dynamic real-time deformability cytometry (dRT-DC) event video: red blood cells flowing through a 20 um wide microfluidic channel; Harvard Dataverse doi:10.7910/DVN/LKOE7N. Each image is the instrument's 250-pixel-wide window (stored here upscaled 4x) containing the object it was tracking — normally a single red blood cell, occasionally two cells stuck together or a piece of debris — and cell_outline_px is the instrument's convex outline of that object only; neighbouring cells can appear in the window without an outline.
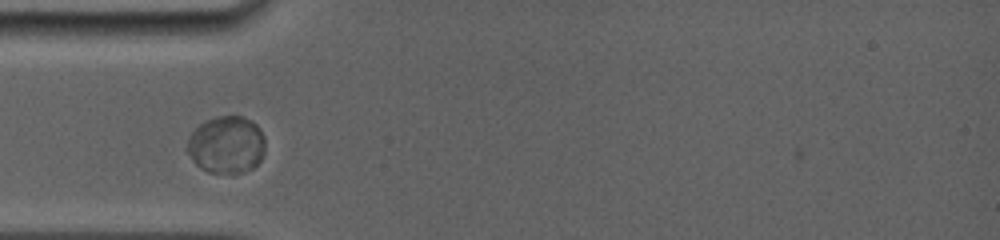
{"species": "common noctule bat (a hibernating species)", "species_latin": "Nyctalus noctula", "temperature_condition": "room temperature", "stored_images_in_passage": 21, "camera_frame_rate_fps": 5000, "um_per_image_px": 0.085, "animal": {"sex": "female", "body_mass_g": 19.0, "forearm_length_mm": 56.7}, "frame": {"image": 1, "passage_image": 2, "time_ms": 0.6, "image_size_px": [1000, 240], "cell_outline_px": [[264, 152], [260, 160], [252, 168], [244, 172], [208, 172], [200, 168], [192, 160], [188, 152], [188, 136], [204, 120], [216, 116], [240, 116], [252, 120], [260, 128], [264, 136]], "centroid_in_image_um": [19.25, 12.28], "position_along_channel_um": 65.7, "area_um2": 26.01}}
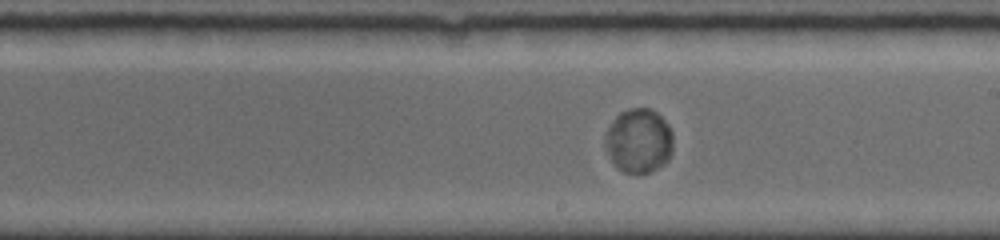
{"frame": {"image": 2, "passage_image": 10, "time_ms": 5.0, "image_size_px": [1000, 240], "cell_outline_px": [[672, 152], [668, 160], [664, 164], [640, 176], [636, 176], [624, 172], [616, 168], [608, 152], [608, 128], [616, 116], [620, 112], [628, 108], [648, 108], [656, 112], [668, 124], [672, 132]], "centroid_in_image_um": [54.34, 11.99], "position_along_channel_um": 234.7, "area_um2": 25.32}}
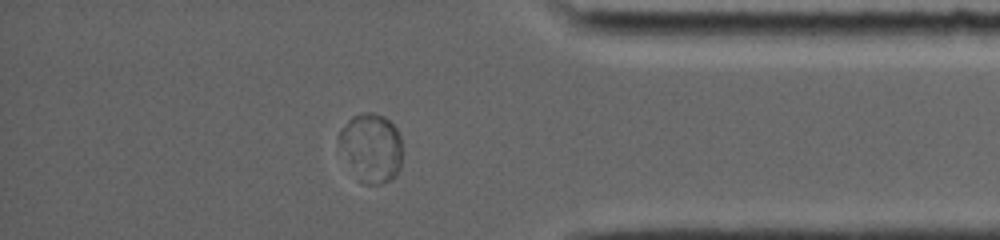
{"frame": {"image": 3, "passage_image": 18, "time_ms": 9.6, "image_size_px": [1000, 240], "cell_outline_px": [[400, 168], [396, 176], [380, 184], [364, 184], [340, 144], [340, 128], [352, 116], [364, 112], [372, 112], [384, 116], [396, 128], [400, 136]], "centroid_in_image_um": [31.61, 12.49], "position_along_channel_um": 403.6, "area_um2": 24.28}, "authors_computed_cell_mechanics": {"area_um2": 25.3164, "velocity_mm_per_s": 3.8449, "shape_relaxation_time_tau1_ms": 1.5911, "shape_relaxation_time_tau2_ms": null, "deformation_change_tau1": 0.0177, "deformation_change_tau2": null}}